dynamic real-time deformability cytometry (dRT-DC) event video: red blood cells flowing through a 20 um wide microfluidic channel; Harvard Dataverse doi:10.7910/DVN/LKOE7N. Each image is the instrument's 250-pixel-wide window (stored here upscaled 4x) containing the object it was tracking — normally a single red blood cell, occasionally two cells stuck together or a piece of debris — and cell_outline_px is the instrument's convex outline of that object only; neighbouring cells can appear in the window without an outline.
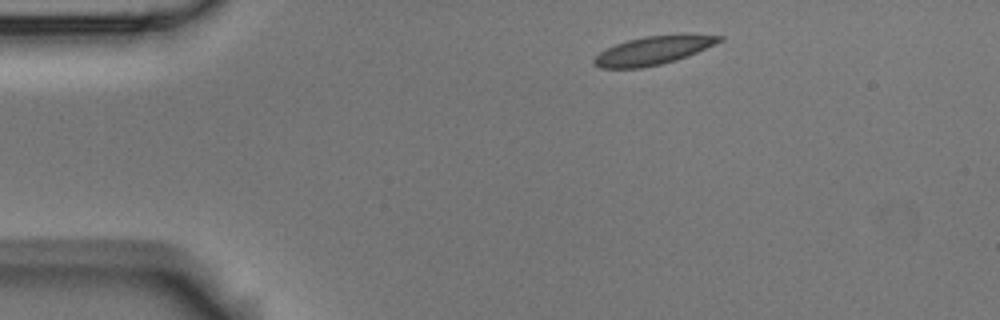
{"species": "Egyptian fruit bat (a non-hibernating species)", "species_latin": "Rousettus aegyptiacus", "temperature_condition": "room temperature", "stored_images_in_passage": 1, "camera_frame_rate_fps": 3000, "um_per_image_px": 0.085, "animal": {"sex": "male"}, "frame": {"image": 1, "passage_image": 1, "time_ms": 0.0, "image_size_px": [1000, 320], "cell_outline_px": [[724, 40], [716, 44], [676, 60], [660, 64], [640, 68], [600, 68], [592, 60], [600, 52], [616, 44], [628, 40], [644, 36], [684, 32], [724, 36]], "centroid_in_image_um": [55.61, 4.24], "position_along_channel_um": 29.4, "area_um2": 21.04}}